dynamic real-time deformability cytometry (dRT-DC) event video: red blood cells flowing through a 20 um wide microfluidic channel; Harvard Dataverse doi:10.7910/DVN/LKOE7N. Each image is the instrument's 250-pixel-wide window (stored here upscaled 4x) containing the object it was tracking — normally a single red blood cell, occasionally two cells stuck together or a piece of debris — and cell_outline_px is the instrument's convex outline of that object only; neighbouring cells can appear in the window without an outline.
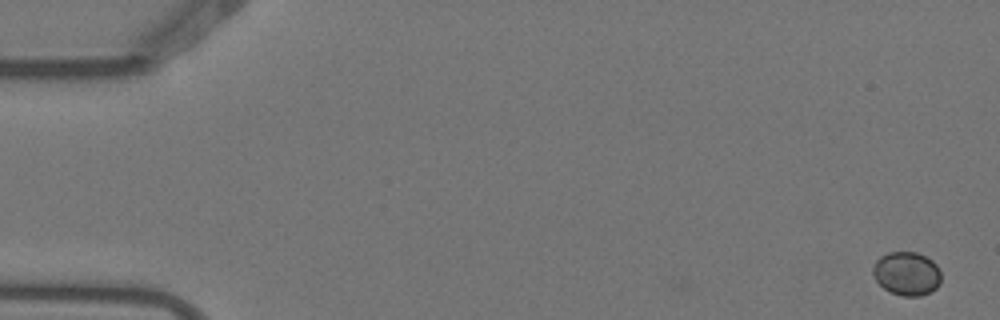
{"species": "Egyptian fruit bat (a non-hibernating species)", "species_latin": "Rousettus aegyptiacus", "temperature_condition": "warm", "stored_images_in_passage": 5, "camera_frame_rate_fps": 3000, "um_per_image_px": 0.085, "animal": {"sex": "female"}, "frame": {"image": 1, "passage_image": 1, "time_ms": 0.0, "image_size_px": [1000, 320], "cell_outline_px": [[940, 284], [936, 288], [920, 296], [904, 296], [892, 292], [884, 288], [876, 280], [872, 272], [872, 268], [876, 260], [880, 256], [888, 252], [916, 252], [932, 260], [936, 264], [940, 272]], "centroid_in_image_um": [77.06, 23.24], "position_along_channel_um": 7.9, "area_um2": 17.22}}
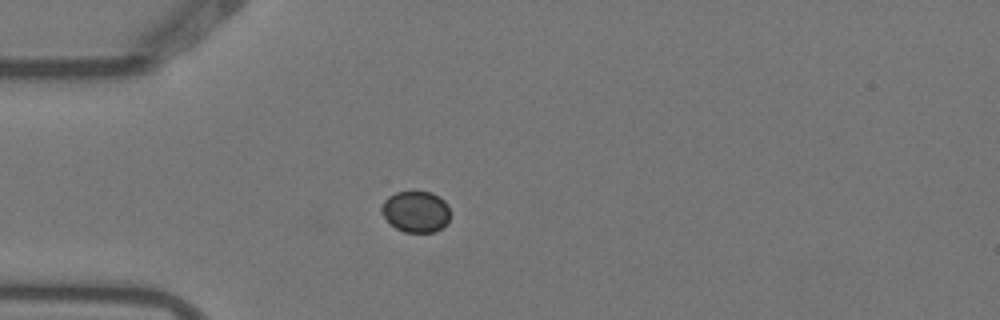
{"frame": {"image": 2, "passage_image": 4, "time_ms": 1.0, "image_size_px": [1000, 320], "cell_outline_px": [[448, 224], [436, 232], [404, 232], [396, 228], [380, 212], [380, 208], [384, 200], [388, 196], [396, 192], [432, 192], [440, 196], [448, 204]], "centroid_in_image_um": [35.35, 17.98], "position_along_channel_um": 49.6, "area_um2": 16.59}}